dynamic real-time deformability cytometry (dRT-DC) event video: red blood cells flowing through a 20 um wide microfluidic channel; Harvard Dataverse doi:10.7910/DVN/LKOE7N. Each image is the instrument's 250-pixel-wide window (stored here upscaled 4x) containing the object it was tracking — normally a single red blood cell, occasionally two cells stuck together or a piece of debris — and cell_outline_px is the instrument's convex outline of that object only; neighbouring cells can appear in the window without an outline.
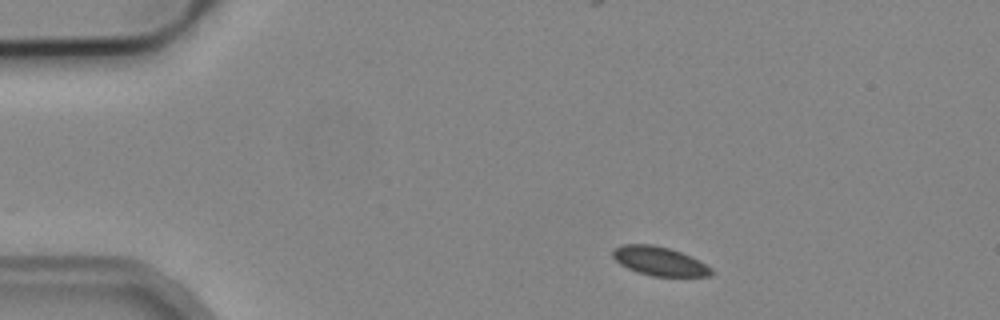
{"species": "common noctule bat (a hibernating species)", "species_latin": "Nyctalus noctula", "temperature_condition": "cold", "stored_images_in_passage": 3, "camera_frame_rate_fps": 3000, "um_per_image_px": 0.085, "animal": {"sex": "male", "body_mass_g": 19.2, "forearm_length_mm": 51.8}, "frame": {"image": 1, "passage_image": 1, "time_ms": 0.0, "image_size_px": [1000, 320], "cell_outline_px": [[712, 272], [708, 276], [652, 276], [636, 272], [620, 264], [612, 256], [612, 248], [620, 244], [652, 244], [668, 248], [692, 256], [712, 268]], "centroid_in_image_um": [56.01, 22.18], "position_along_channel_um": 29.0, "area_um2": 16.65}}